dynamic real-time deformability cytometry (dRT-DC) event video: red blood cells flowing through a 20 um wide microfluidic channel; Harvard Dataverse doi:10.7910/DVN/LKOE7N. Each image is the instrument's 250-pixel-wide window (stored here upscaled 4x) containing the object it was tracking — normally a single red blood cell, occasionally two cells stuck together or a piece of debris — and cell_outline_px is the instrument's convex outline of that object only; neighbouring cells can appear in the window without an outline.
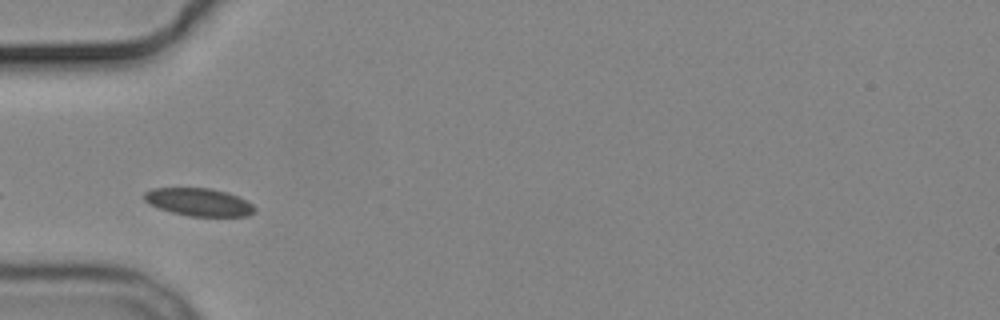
{"species": "common noctule bat (a hibernating species)", "species_latin": "Nyctalus noctula", "temperature_condition": "cold", "stored_images_in_passage": 3, "camera_frame_rate_fps": 3000, "um_per_image_px": 0.085, "animal": {"sex": "male", "body_mass_g": 19.2, "forearm_length_mm": 51.8}, "frame": {"image": 1, "passage_image": 2, "time_ms": 1.0, "image_size_px": [1000, 320], "cell_outline_px": [[256, 212], [248, 216], [188, 216], [172, 212], [148, 204], [144, 200], [144, 192], [152, 188], [208, 188], [228, 192], [252, 204], [256, 208]], "centroid_in_image_um": [16.89, 17.18], "position_along_channel_um": 68.1, "area_um2": 17.86}}
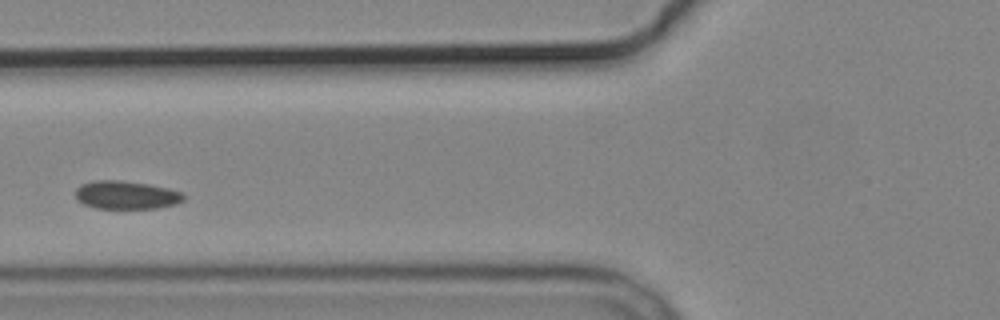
{"frame": {"image": 2, "passage_image": 3, "time_ms": 2.333, "image_size_px": [1000, 320], "cell_outline_px": [[184, 200], [176, 204], [156, 208], [96, 208], [84, 204], [76, 200], [76, 188], [80, 184], [92, 180], [120, 180], [148, 184], [168, 188], [184, 192]], "centroid_in_image_um": [10.72, 16.56], "position_along_channel_um": 115.1, "area_um2": 17.92}}